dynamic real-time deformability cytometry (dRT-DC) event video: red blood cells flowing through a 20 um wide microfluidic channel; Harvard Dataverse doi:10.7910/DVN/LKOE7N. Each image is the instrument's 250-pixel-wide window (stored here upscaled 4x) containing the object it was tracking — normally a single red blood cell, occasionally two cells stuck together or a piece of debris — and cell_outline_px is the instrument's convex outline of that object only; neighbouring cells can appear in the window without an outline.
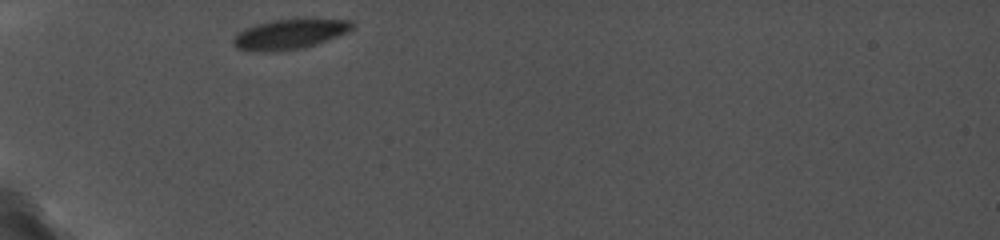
{"species": "common noctule bat (a hibernating species)", "species_latin": "Nyctalus noctula", "temperature_condition": "cold", "stored_images_in_passage": 47, "camera_frame_rate_fps": 5000, "um_per_image_px": 0.085, "animal": {"sex": "female", "body_mass_g": 19.0, "forearm_length_mm": 56.7}, "frame": {"image": 1, "passage_image": 1, "time_ms": 0.0, "image_size_px": [1000, 240], "cell_outline_px": [[352, 28], [348, 32], [316, 44], [300, 48], [276, 52], [260, 52], [236, 48], [232, 44], [232, 40], [240, 32], [256, 24], [272, 20], [352, 20]], "centroid_in_image_um": [24.58, 2.93], "position_along_channel_um": 60.4, "area_um2": 20.23}}
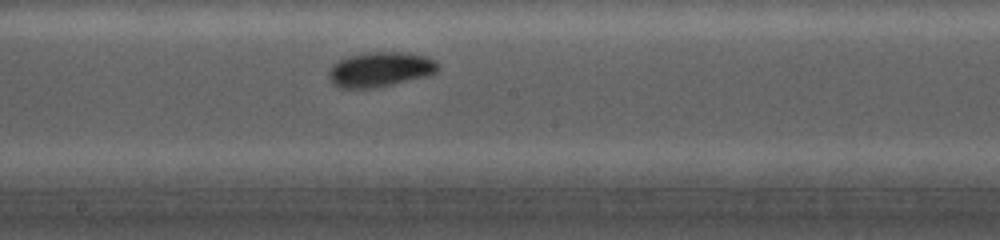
{"frame": {"image": 2, "passage_image": 17, "time_ms": 4.6, "image_size_px": [1000, 240], "cell_outline_px": [[440, 68], [436, 72], [428, 76], [392, 84], [372, 88], [340, 88], [332, 84], [328, 76], [328, 72], [340, 60], [348, 56], [360, 52], [400, 52], [428, 56], [436, 60]], "centroid_in_image_um": [32.34, 5.89], "position_along_channel_um": 215.9, "area_um2": 22.25}}
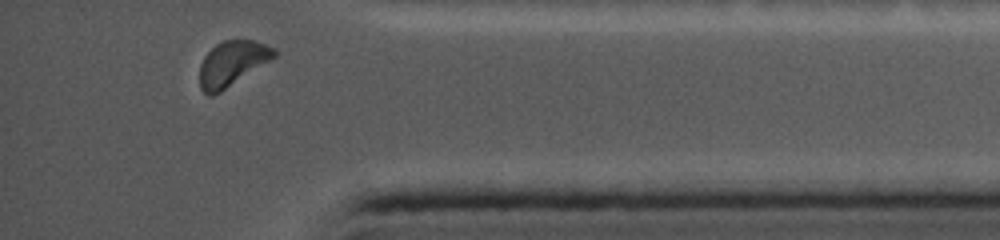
{"frame": {"image": 3, "passage_image": 43, "time_ms": 10.0, "image_size_px": [1000, 240], "cell_outline_px": [[276, 56], [220, 92], [212, 96], [208, 96], [200, 88], [200, 64], [204, 56], [216, 44], [224, 40], [256, 40], [276, 48]], "centroid_in_image_um": [19.72, 5.38], "position_along_channel_um": 415.5, "area_um2": 19.36}}